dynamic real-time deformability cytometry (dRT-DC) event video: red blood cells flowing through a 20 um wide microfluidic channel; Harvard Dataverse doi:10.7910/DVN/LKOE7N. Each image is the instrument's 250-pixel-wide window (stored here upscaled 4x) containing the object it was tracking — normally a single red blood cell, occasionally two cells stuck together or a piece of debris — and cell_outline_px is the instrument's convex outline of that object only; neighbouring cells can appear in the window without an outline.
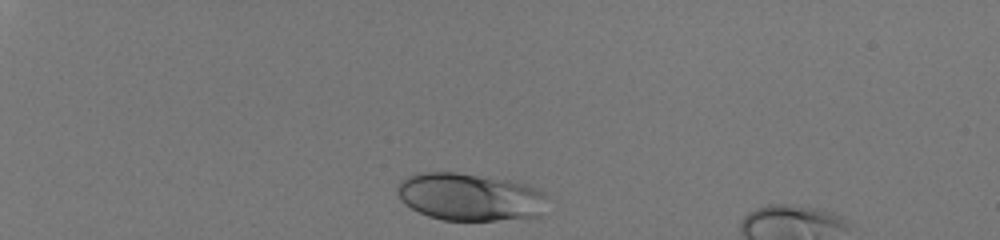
{"species": "human", "species_latin": "Homo sapiens", "temperature_condition": "room temperature", "stored_images_in_passage": 18, "camera_frame_rate_fps": 3000, "um_per_image_px": 0.085, "donor": {"sex": "male"}, "frame": {"image": 1, "passage_image": 2, "time_ms": 0.333, "image_size_px": [1000, 240], "cell_outline_px": [[544, 196], [540, 216], [496, 220], [444, 220], [428, 216], [412, 208], [400, 200], [396, 192], [396, 188], [400, 180], [408, 176], [420, 172], [456, 172], [508, 180], [528, 184], [544, 192]], "centroid_in_image_um": [39.88, 16.72], "position_along_channel_um": 45.1, "area_um2": 41.38}}
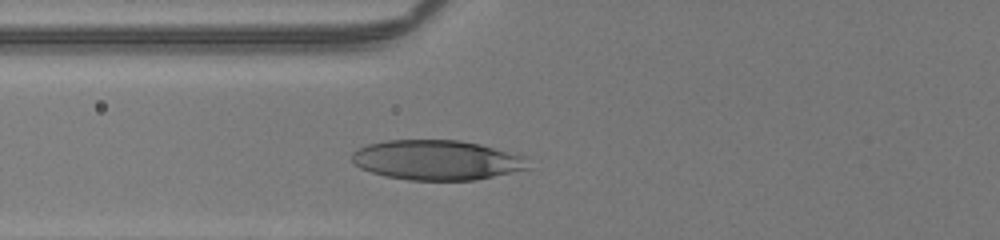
{"frame": {"image": 2, "passage_image": 11, "time_ms": 3.333, "image_size_px": [1000, 240], "cell_outline_px": [[528, 168], [476, 180], [408, 180], [384, 176], [360, 168], [352, 160], [352, 152], [356, 148], [368, 144], [388, 140], [460, 140], [480, 144], [524, 156]], "centroid_in_image_um": [37.07, 13.6], "position_along_channel_um": 88.7, "area_um2": 40.75}}
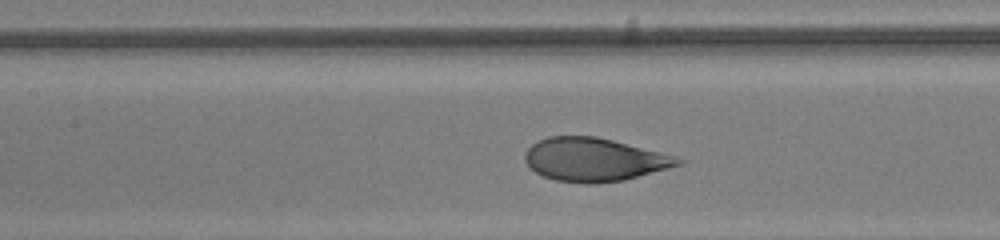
{"frame": {"image": 3, "passage_image": 16, "time_ms": 5.0, "image_size_px": [1000, 240], "cell_outline_px": [[684, 160], [680, 164], [624, 180], [588, 184], [556, 180], [544, 176], [536, 172], [524, 160], [524, 152], [536, 140], [548, 136], [596, 136], [612, 140], [672, 156]], "centroid_in_image_um": [50.41, 13.56], "position_along_channel_um": 157.0, "area_um2": 37.97}}